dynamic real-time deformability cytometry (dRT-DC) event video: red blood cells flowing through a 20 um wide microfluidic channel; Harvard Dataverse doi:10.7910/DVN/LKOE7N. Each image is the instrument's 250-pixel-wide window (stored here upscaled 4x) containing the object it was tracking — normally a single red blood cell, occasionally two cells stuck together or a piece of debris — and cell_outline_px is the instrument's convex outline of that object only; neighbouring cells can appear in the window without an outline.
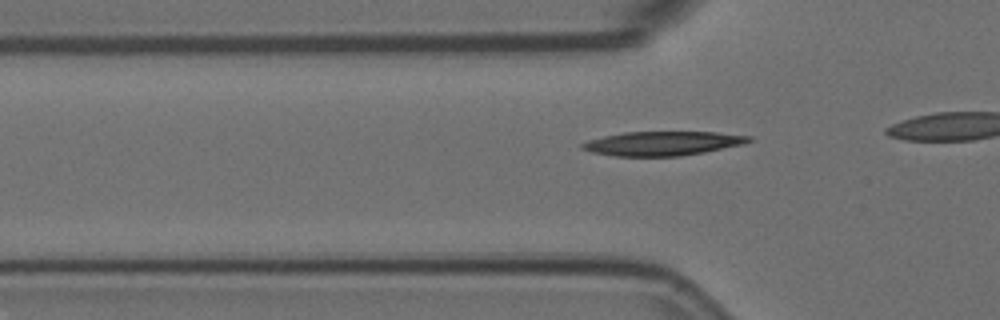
{"species": "Egyptian fruit bat (a non-hibernating species)", "species_latin": "Rousettus aegyptiacus", "temperature_condition": "room temperature", "stored_images_in_passage": 13, "camera_frame_rate_fps": 3000, "um_per_image_px": 0.085, "animal": {"sex": "female"}, "frame": {"image": 1, "passage_image": 3, "time_ms": 0.667, "image_size_px": [1000, 320], "cell_outline_px": [[752, 140], [744, 144], [704, 152], [680, 156], [616, 156], [592, 152], [580, 148], [580, 144], [588, 140], [604, 136], [624, 132], [716, 132], [752, 136]], "centroid_in_image_um": [56.32, 12.19], "position_along_channel_um": 69.5, "area_um2": 23.41}}
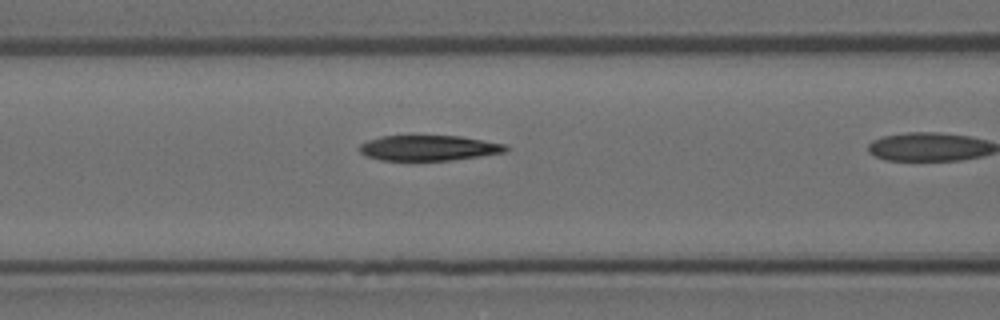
{"frame": {"image": 2, "passage_image": 8, "time_ms": 2.333, "image_size_px": [1000, 320], "cell_outline_px": [[508, 148], [504, 152], [480, 156], [452, 160], [380, 160], [368, 156], [360, 152], [360, 144], [368, 140], [380, 136], [460, 136], [508, 144]], "centroid_in_image_um": [36.47, 12.57], "position_along_channel_um": 130.1, "area_um2": 21.5}}
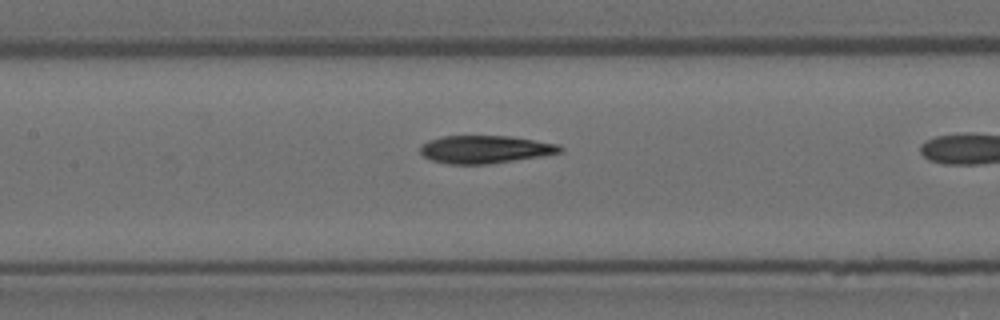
{"frame": {"image": 3, "passage_image": 11, "time_ms": 3.333, "image_size_px": [1000, 320], "cell_outline_px": [[564, 148], [560, 152], [540, 156], [488, 164], [448, 164], [432, 160], [424, 156], [420, 152], [420, 148], [428, 140], [444, 136], [508, 136], [556, 144]], "centroid_in_image_um": [41.19, 12.7], "position_along_channel_um": 166.2, "area_um2": 22.25}}